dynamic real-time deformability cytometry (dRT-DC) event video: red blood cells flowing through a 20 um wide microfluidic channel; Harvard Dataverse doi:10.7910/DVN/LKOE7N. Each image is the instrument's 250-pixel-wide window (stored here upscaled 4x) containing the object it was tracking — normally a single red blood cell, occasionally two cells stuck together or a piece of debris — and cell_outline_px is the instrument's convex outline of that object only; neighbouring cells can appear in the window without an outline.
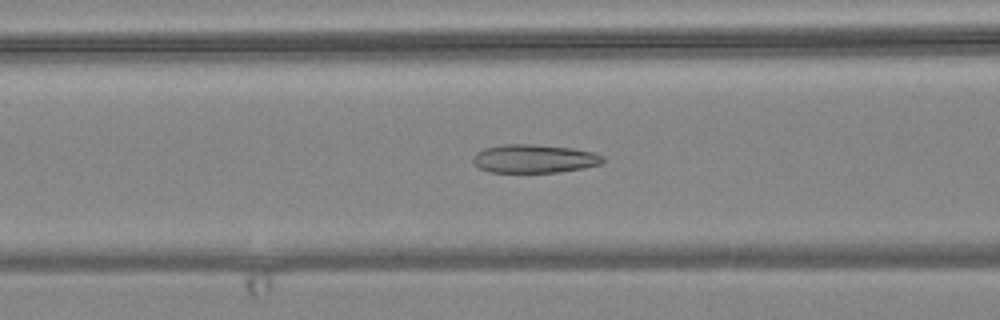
{"species": "common noctule bat (a hibernating species)", "species_latin": "Nyctalus noctula", "temperature_condition": "warm", "stored_images_in_passage": 56, "camera_frame_rate_fps": 3000, "um_per_image_px": 0.085, "animal": {"sex": "female", "body_mass_g": 24.6, "forearm_length_mm": 56.2}, "frame": {"image": 1, "passage_image": 22, "time_ms": 7.0, "image_size_px": [1000, 320], "cell_outline_px": [[604, 160], [600, 164], [584, 168], [560, 172], [488, 172], [480, 168], [472, 160], [472, 156], [476, 152], [484, 148], [504, 144], [536, 144], [572, 148], [592, 152], [604, 156]], "centroid_in_image_um": [45.4, 13.48], "position_along_channel_um": 121.2, "area_um2": 21.62}}
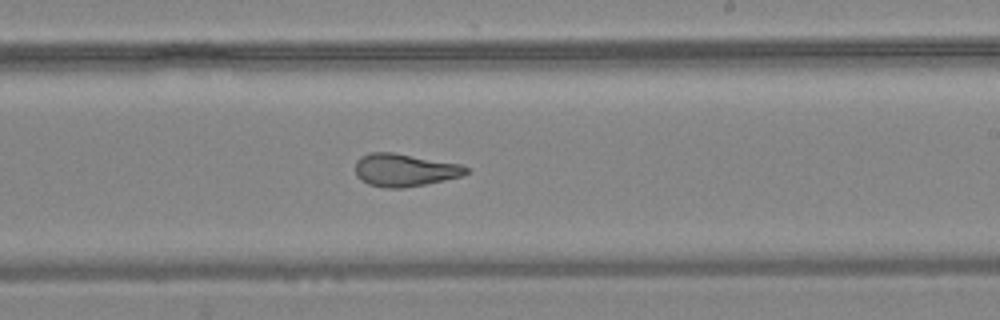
{"frame": {"image": 2, "passage_image": 33, "time_ms": 10.667, "image_size_px": [1000, 320], "cell_outline_px": [[468, 172], [460, 176], [444, 180], [404, 188], [384, 188], [368, 184], [360, 180], [356, 176], [356, 160], [360, 156], [368, 152], [392, 152], [460, 164], [468, 168]], "centroid_in_image_um": [34.33, 14.45], "position_along_channel_um": 254.7, "area_um2": 21.1}}
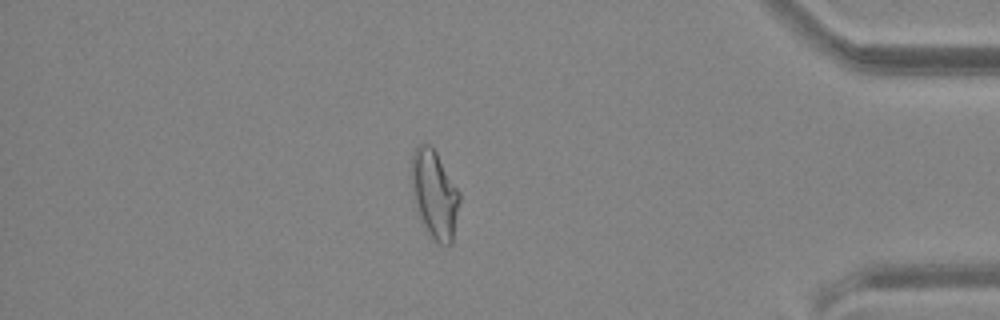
{"frame": {"image": 3, "passage_image": 48, "time_ms": 15.667, "image_size_px": [1000, 320], "cell_outline_px": [[460, 200], [452, 244], [448, 248], [432, 240], [428, 236], [416, 208], [412, 196], [412, 152], [420, 144], [432, 144], [460, 192]], "centroid_in_image_um": [36.94, 16.56], "position_along_channel_um": 398.3, "area_um2": 25.09}, "authors_computed_cell_mechanics": {"area_um2": 23.7558, "velocity_mm_per_s": 3.6382, "shape_relaxation_time_tau1_ms": null, "shape_relaxation_time_tau2_ms": 1.5, "deformation_change_tau1": null, "deformation_change_tau2": 0.0797}}